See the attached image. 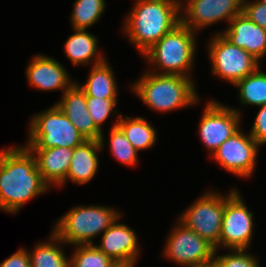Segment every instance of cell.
I'll return each instance as SVG.
<instances>
[{"label":"cell","instance_id":"cell-16","mask_svg":"<svg viewBox=\"0 0 266 267\" xmlns=\"http://www.w3.org/2000/svg\"><path fill=\"white\" fill-rule=\"evenodd\" d=\"M218 32L259 62L266 56V30L249 20L243 13L235 16L225 30Z\"/></svg>","mask_w":266,"mask_h":267},{"label":"cell","instance_id":"cell-15","mask_svg":"<svg viewBox=\"0 0 266 267\" xmlns=\"http://www.w3.org/2000/svg\"><path fill=\"white\" fill-rule=\"evenodd\" d=\"M117 218L102 234L101 243L95 245L113 261L137 263L140 249L135 231Z\"/></svg>","mask_w":266,"mask_h":267},{"label":"cell","instance_id":"cell-4","mask_svg":"<svg viewBox=\"0 0 266 267\" xmlns=\"http://www.w3.org/2000/svg\"><path fill=\"white\" fill-rule=\"evenodd\" d=\"M196 39L197 33L180 22L143 54L151 66L148 71L192 77L190 74L197 53Z\"/></svg>","mask_w":266,"mask_h":267},{"label":"cell","instance_id":"cell-1","mask_svg":"<svg viewBox=\"0 0 266 267\" xmlns=\"http://www.w3.org/2000/svg\"><path fill=\"white\" fill-rule=\"evenodd\" d=\"M48 190L28 148L16 145L0 150V210L19 213L27 201Z\"/></svg>","mask_w":266,"mask_h":267},{"label":"cell","instance_id":"cell-8","mask_svg":"<svg viewBox=\"0 0 266 267\" xmlns=\"http://www.w3.org/2000/svg\"><path fill=\"white\" fill-rule=\"evenodd\" d=\"M224 208L225 194L209 190L187 207L178 220L219 250Z\"/></svg>","mask_w":266,"mask_h":267},{"label":"cell","instance_id":"cell-32","mask_svg":"<svg viewBox=\"0 0 266 267\" xmlns=\"http://www.w3.org/2000/svg\"><path fill=\"white\" fill-rule=\"evenodd\" d=\"M0 267H31L28 250L21 247L0 263Z\"/></svg>","mask_w":266,"mask_h":267},{"label":"cell","instance_id":"cell-25","mask_svg":"<svg viewBox=\"0 0 266 267\" xmlns=\"http://www.w3.org/2000/svg\"><path fill=\"white\" fill-rule=\"evenodd\" d=\"M71 13V26L73 29H85L93 26L101 19L105 10V0H76Z\"/></svg>","mask_w":266,"mask_h":267},{"label":"cell","instance_id":"cell-26","mask_svg":"<svg viewBox=\"0 0 266 267\" xmlns=\"http://www.w3.org/2000/svg\"><path fill=\"white\" fill-rule=\"evenodd\" d=\"M109 145L110 152L117 161L130 167L137 164L139 152L132 146L123 131L117 126V121L110 129Z\"/></svg>","mask_w":266,"mask_h":267},{"label":"cell","instance_id":"cell-30","mask_svg":"<svg viewBox=\"0 0 266 267\" xmlns=\"http://www.w3.org/2000/svg\"><path fill=\"white\" fill-rule=\"evenodd\" d=\"M242 0V13L256 25L266 30V0Z\"/></svg>","mask_w":266,"mask_h":267},{"label":"cell","instance_id":"cell-7","mask_svg":"<svg viewBox=\"0 0 266 267\" xmlns=\"http://www.w3.org/2000/svg\"><path fill=\"white\" fill-rule=\"evenodd\" d=\"M213 76L234 85L239 80L253 73L260 62L242 48L216 32L207 46Z\"/></svg>","mask_w":266,"mask_h":267},{"label":"cell","instance_id":"cell-23","mask_svg":"<svg viewBox=\"0 0 266 267\" xmlns=\"http://www.w3.org/2000/svg\"><path fill=\"white\" fill-rule=\"evenodd\" d=\"M49 238L28 251L31 267H70V258L61 246L65 243L53 231Z\"/></svg>","mask_w":266,"mask_h":267},{"label":"cell","instance_id":"cell-34","mask_svg":"<svg viewBox=\"0 0 266 267\" xmlns=\"http://www.w3.org/2000/svg\"><path fill=\"white\" fill-rule=\"evenodd\" d=\"M200 267H220V265L214 260V261L207 263V264H204Z\"/></svg>","mask_w":266,"mask_h":267},{"label":"cell","instance_id":"cell-22","mask_svg":"<svg viewBox=\"0 0 266 267\" xmlns=\"http://www.w3.org/2000/svg\"><path fill=\"white\" fill-rule=\"evenodd\" d=\"M117 126L123 131L128 141L137 151L152 148L157 140L154 126L143 117H128L120 114Z\"/></svg>","mask_w":266,"mask_h":267},{"label":"cell","instance_id":"cell-10","mask_svg":"<svg viewBox=\"0 0 266 267\" xmlns=\"http://www.w3.org/2000/svg\"><path fill=\"white\" fill-rule=\"evenodd\" d=\"M253 213L249 211L238 189L225 195L219 248L248 249L253 236Z\"/></svg>","mask_w":266,"mask_h":267},{"label":"cell","instance_id":"cell-21","mask_svg":"<svg viewBox=\"0 0 266 267\" xmlns=\"http://www.w3.org/2000/svg\"><path fill=\"white\" fill-rule=\"evenodd\" d=\"M114 71L107 59L100 64L92 65L84 85L75 83L86 94V97L117 99L118 89Z\"/></svg>","mask_w":266,"mask_h":267},{"label":"cell","instance_id":"cell-33","mask_svg":"<svg viewBox=\"0 0 266 267\" xmlns=\"http://www.w3.org/2000/svg\"><path fill=\"white\" fill-rule=\"evenodd\" d=\"M135 265L131 262L113 261L109 267H134Z\"/></svg>","mask_w":266,"mask_h":267},{"label":"cell","instance_id":"cell-28","mask_svg":"<svg viewBox=\"0 0 266 267\" xmlns=\"http://www.w3.org/2000/svg\"><path fill=\"white\" fill-rule=\"evenodd\" d=\"M117 99H106L98 97H86V104L88 107V112L93 119L96 127L102 132L101 138L99 140L101 148H104V135H103V124L112 113H118L117 116H120L121 113L116 111L114 108L117 106Z\"/></svg>","mask_w":266,"mask_h":267},{"label":"cell","instance_id":"cell-14","mask_svg":"<svg viewBox=\"0 0 266 267\" xmlns=\"http://www.w3.org/2000/svg\"><path fill=\"white\" fill-rule=\"evenodd\" d=\"M28 84L41 91L61 90L64 93L74 83L66 68L51 56L34 55L26 68Z\"/></svg>","mask_w":266,"mask_h":267},{"label":"cell","instance_id":"cell-17","mask_svg":"<svg viewBox=\"0 0 266 267\" xmlns=\"http://www.w3.org/2000/svg\"><path fill=\"white\" fill-rule=\"evenodd\" d=\"M55 104L86 140H100L102 132L88 112L86 94L76 83L67 89Z\"/></svg>","mask_w":266,"mask_h":267},{"label":"cell","instance_id":"cell-6","mask_svg":"<svg viewBox=\"0 0 266 267\" xmlns=\"http://www.w3.org/2000/svg\"><path fill=\"white\" fill-rule=\"evenodd\" d=\"M26 148H76L86 139L56 104L30 119Z\"/></svg>","mask_w":266,"mask_h":267},{"label":"cell","instance_id":"cell-11","mask_svg":"<svg viewBox=\"0 0 266 267\" xmlns=\"http://www.w3.org/2000/svg\"><path fill=\"white\" fill-rule=\"evenodd\" d=\"M242 114L216 100L206 103L199 122V135L210 156L241 127Z\"/></svg>","mask_w":266,"mask_h":267},{"label":"cell","instance_id":"cell-5","mask_svg":"<svg viewBox=\"0 0 266 267\" xmlns=\"http://www.w3.org/2000/svg\"><path fill=\"white\" fill-rule=\"evenodd\" d=\"M120 216L122 212L108 205L75 206L56 221L52 231L68 245L94 244L92 239Z\"/></svg>","mask_w":266,"mask_h":267},{"label":"cell","instance_id":"cell-13","mask_svg":"<svg viewBox=\"0 0 266 267\" xmlns=\"http://www.w3.org/2000/svg\"><path fill=\"white\" fill-rule=\"evenodd\" d=\"M184 1L180 3L181 22L195 33L223 20L228 24L242 13V0Z\"/></svg>","mask_w":266,"mask_h":267},{"label":"cell","instance_id":"cell-3","mask_svg":"<svg viewBox=\"0 0 266 267\" xmlns=\"http://www.w3.org/2000/svg\"><path fill=\"white\" fill-rule=\"evenodd\" d=\"M194 79L182 75L143 73L131 84L134 94L149 110L166 113L198 104Z\"/></svg>","mask_w":266,"mask_h":267},{"label":"cell","instance_id":"cell-18","mask_svg":"<svg viewBox=\"0 0 266 267\" xmlns=\"http://www.w3.org/2000/svg\"><path fill=\"white\" fill-rule=\"evenodd\" d=\"M44 182L51 188L63 187L74 149L66 147L28 148Z\"/></svg>","mask_w":266,"mask_h":267},{"label":"cell","instance_id":"cell-24","mask_svg":"<svg viewBox=\"0 0 266 267\" xmlns=\"http://www.w3.org/2000/svg\"><path fill=\"white\" fill-rule=\"evenodd\" d=\"M234 86L238 89L242 106L260 107L266 104V72L261 71L260 66Z\"/></svg>","mask_w":266,"mask_h":267},{"label":"cell","instance_id":"cell-19","mask_svg":"<svg viewBox=\"0 0 266 267\" xmlns=\"http://www.w3.org/2000/svg\"><path fill=\"white\" fill-rule=\"evenodd\" d=\"M100 151L102 148L98 140H86L74 148L65 182L70 180L77 185H84L92 180L99 168Z\"/></svg>","mask_w":266,"mask_h":267},{"label":"cell","instance_id":"cell-12","mask_svg":"<svg viewBox=\"0 0 266 267\" xmlns=\"http://www.w3.org/2000/svg\"><path fill=\"white\" fill-rule=\"evenodd\" d=\"M259 144L241 128L211 155L217 164L236 177L249 178L255 171Z\"/></svg>","mask_w":266,"mask_h":267},{"label":"cell","instance_id":"cell-20","mask_svg":"<svg viewBox=\"0 0 266 267\" xmlns=\"http://www.w3.org/2000/svg\"><path fill=\"white\" fill-rule=\"evenodd\" d=\"M97 50V37L85 29H74L64 44L65 55L74 66L97 65L105 61L104 53Z\"/></svg>","mask_w":266,"mask_h":267},{"label":"cell","instance_id":"cell-27","mask_svg":"<svg viewBox=\"0 0 266 267\" xmlns=\"http://www.w3.org/2000/svg\"><path fill=\"white\" fill-rule=\"evenodd\" d=\"M70 267H109L113 260L100 251L95 244L74 245Z\"/></svg>","mask_w":266,"mask_h":267},{"label":"cell","instance_id":"cell-2","mask_svg":"<svg viewBox=\"0 0 266 267\" xmlns=\"http://www.w3.org/2000/svg\"><path fill=\"white\" fill-rule=\"evenodd\" d=\"M122 28L142 55L181 22L176 0H135Z\"/></svg>","mask_w":266,"mask_h":267},{"label":"cell","instance_id":"cell-29","mask_svg":"<svg viewBox=\"0 0 266 267\" xmlns=\"http://www.w3.org/2000/svg\"><path fill=\"white\" fill-rule=\"evenodd\" d=\"M229 253L217 255L215 251L214 260L220 267H260L258 260L253 254H250L248 249H228Z\"/></svg>","mask_w":266,"mask_h":267},{"label":"cell","instance_id":"cell-9","mask_svg":"<svg viewBox=\"0 0 266 267\" xmlns=\"http://www.w3.org/2000/svg\"><path fill=\"white\" fill-rule=\"evenodd\" d=\"M167 237L163 256L179 267H200L214 261L215 247L177 219Z\"/></svg>","mask_w":266,"mask_h":267},{"label":"cell","instance_id":"cell-31","mask_svg":"<svg viewBox=\"0 0 266 267\" xmlns=\"http://www.w3.org/2000/svg\"><path fill=\"white\" fill-rule=\"evenodd\" d=\"M249 133L260 146L266 144V104L259 107Z\"/></svg>","mask_w":266,"mask_h":267}]
</instances>
